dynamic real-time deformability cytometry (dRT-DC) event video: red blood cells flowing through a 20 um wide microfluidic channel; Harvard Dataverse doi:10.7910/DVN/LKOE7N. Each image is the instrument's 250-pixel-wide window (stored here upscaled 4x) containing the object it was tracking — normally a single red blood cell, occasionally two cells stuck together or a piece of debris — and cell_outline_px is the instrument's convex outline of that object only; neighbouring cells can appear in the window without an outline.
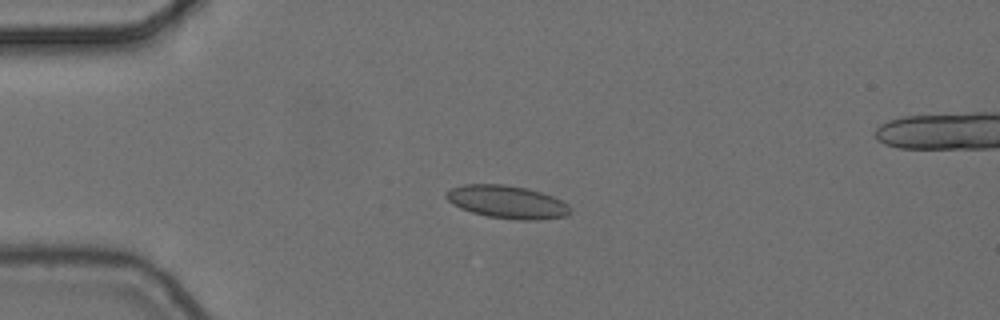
{"species": "common noctule bat (a hibernating species)", "species_latin": "Nyctalus noctula", "temperature_condition": "cold", "stored_images_in_passage": 5, "camera_frame_rate_fps": 3000, "um_per_image_px": 0.085, "animal": {"sex": "female", "body_mass_g": 24.6, "forearm_length_mm": 56.2}, "frame": {"image": 1, "passage_image": 3, "time_ms": 0.667, "image_size_px": [1000, 320], "cell_outline_px": [[572, 208], [568, 216], [540, 220], [516, 220], [488, 216], [472, 212], [460, 208], [452, 204], [444, 196], [444, 192], [452, 188], [464, 184], [504, 184], [524, 188], [540, 192], [552, 196], [568, 204]], "centroid_in_image_um": [43.1, 17.17], "position_along_channel_um": 41.9, "area_um2": 23.87}}
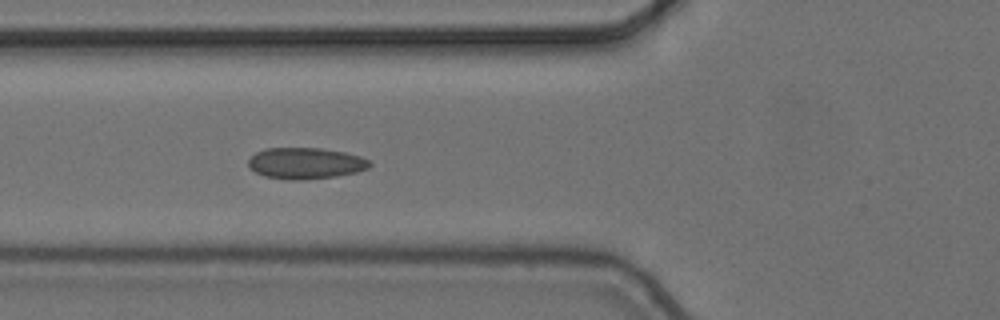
{"frame": {"image": 2, "passage_image": 5, "time_ms": 1.333, "image_size_px": [1000, 320], "cell_outline_px": [[372, 164], [368, 168], [356, 172], [336, 176], [300, 180], [288, 180], [264, 176], [248, 168], [248, 160], [256, 152], [264, 148], [320, 148], [344, 152], [360, 156], [368, 160]], "centroid_in_image_um": [25.94, 13.88], "position_along_channel_um": 99.9, "area_um2": 22.14}}